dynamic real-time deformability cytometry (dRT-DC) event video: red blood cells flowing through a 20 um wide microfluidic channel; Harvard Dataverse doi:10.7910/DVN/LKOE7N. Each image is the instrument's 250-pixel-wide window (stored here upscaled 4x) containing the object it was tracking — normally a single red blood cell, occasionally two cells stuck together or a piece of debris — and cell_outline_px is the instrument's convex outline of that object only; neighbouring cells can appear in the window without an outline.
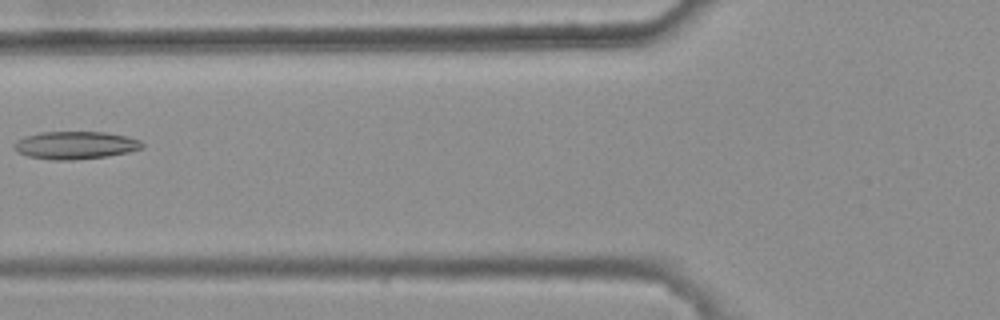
{"species": "common noctule bat (a hibernating species)", "species_latin": "Nyctalus noctula", "temperature_condition": "warm", "stored_images_in_passage": 7, "camera_frame_rate_fps": 3000, "um_per_image_px": 0.085, "animal": {"sex": "female", "body_mass_g": 25.1}, "frame": {"image": 1, "passage_image": 6, "time_ms": 1.667, "image_size_px": [1000, 320], "cell_outline_px": [[144, 148], [128, 152], [108, 156], [72, 160], [52, 160], [28, 156], [16, 152], [12, 148], [12, 144], [16, 140], [24, 136], [40, 132], [104, 132], [128, 136], [140, 140], [144, 144]], "centroid_in_image_um": [6.38, 12.34], "position_along_channel_um": 119.4, "area_um2": 20.98}}
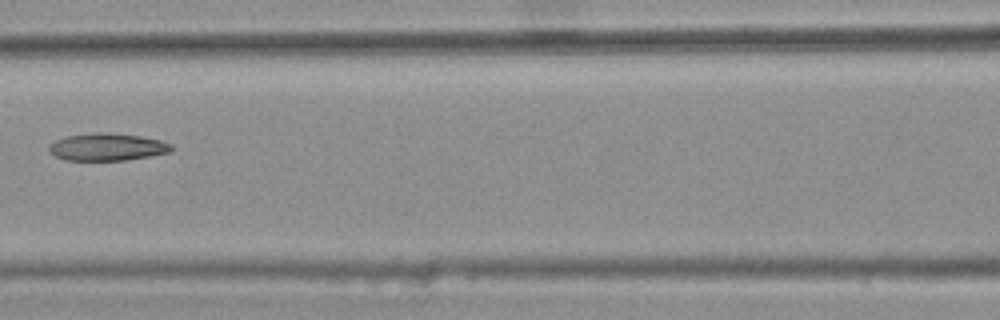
{"frame": {"image": 2, "passage_image": 7, "time_ms": 2.0, "image_size_px": [1000, 320], "cell_outline_px": [[172, 152], [124, 160], [64, 160], [48, 152], [48, 144], [64, 136], [96, 132], [108, 132], [140, 136], [160, 140], [172, 144]], "centroid_in_image_um": [9.07, 12.48], "position_along_channel_um": 157.5, "area_um2": 19.65}}